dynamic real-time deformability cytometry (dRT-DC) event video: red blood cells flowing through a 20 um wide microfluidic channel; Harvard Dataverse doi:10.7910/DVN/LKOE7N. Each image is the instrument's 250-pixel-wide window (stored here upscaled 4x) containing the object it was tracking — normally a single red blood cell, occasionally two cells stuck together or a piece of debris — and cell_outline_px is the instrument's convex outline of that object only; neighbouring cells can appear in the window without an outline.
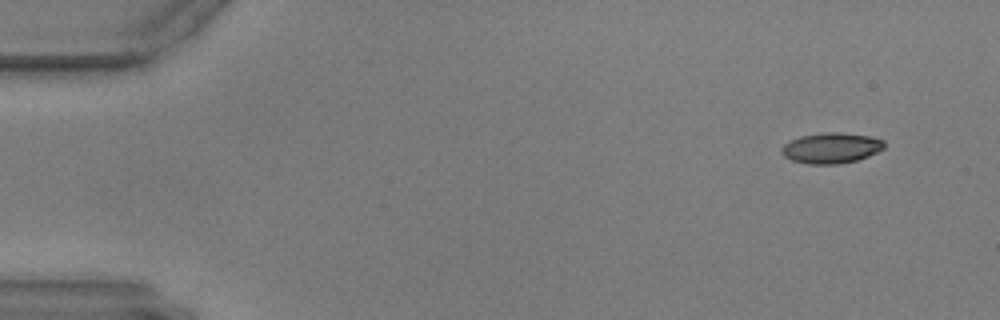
{"species": "common noctule bat (a hibernating species)", "species_latin": "Nyctalus noctula", "temperature_condition": "warm", "stored_images_in_passage": 3, "camera_frame_rate_fps": 3000, "um_per_image_px": 0.085, "animal": {"sex": "male", "body_mass_g": 17.9, "forearm_length_mm": 54.2}, "frame": {"image": 1, "passage_image": 1, "time_ms": 0.0, "image_size_px": [1000, 320], "cell_outline_px": [[884, 148], [868, 156], [856, 160], [840, 164], [808, 164], [792, 160], [784, 156], [780, 152], [780, 148], [784, 144], [800, 136], [824, 132], [840, 132], [868, 136], [884, 140]], "centroid_in_image_um": [70.63, 12.58], "position_along_channel_um": 14.4, "area_um2": 18.26}}